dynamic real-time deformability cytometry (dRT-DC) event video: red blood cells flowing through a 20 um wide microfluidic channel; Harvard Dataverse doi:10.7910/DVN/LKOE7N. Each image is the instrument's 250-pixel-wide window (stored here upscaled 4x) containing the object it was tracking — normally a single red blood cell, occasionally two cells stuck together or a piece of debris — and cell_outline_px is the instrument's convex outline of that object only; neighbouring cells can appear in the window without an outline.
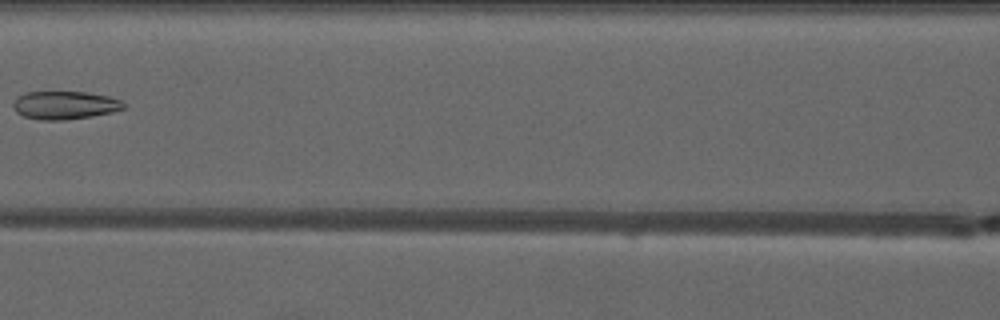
{"species": "common noctule bat (a hibernating species)", "species_latin": "Nyctalus noctula", "temperature_condition": "warm", "stored_images_in_passage": 4, "camera_frame_rate_fps": 3000, "um_per_image_px": 0.085, "animal": {"sex": "male", "forearm_length_mm": 52.5}, "frame": {"image": 1, "passage_image": 4, "time_ms": 3.667, "image_size_px": [1000, 320], "cell_outline_px": [[128, 108], [112, 112], [92, 116], [64, 120], [40, 120], [24, 116], [16, 112], [12, 108], [12, 104], [16, 96], [28, 92], [84, 92], [108, 96], [120, 100], [128, 104]], "centroid_in_image_um": [5.52, 8.94], "position_along_channel_um": 161.1, "area_um2": 18.32}}